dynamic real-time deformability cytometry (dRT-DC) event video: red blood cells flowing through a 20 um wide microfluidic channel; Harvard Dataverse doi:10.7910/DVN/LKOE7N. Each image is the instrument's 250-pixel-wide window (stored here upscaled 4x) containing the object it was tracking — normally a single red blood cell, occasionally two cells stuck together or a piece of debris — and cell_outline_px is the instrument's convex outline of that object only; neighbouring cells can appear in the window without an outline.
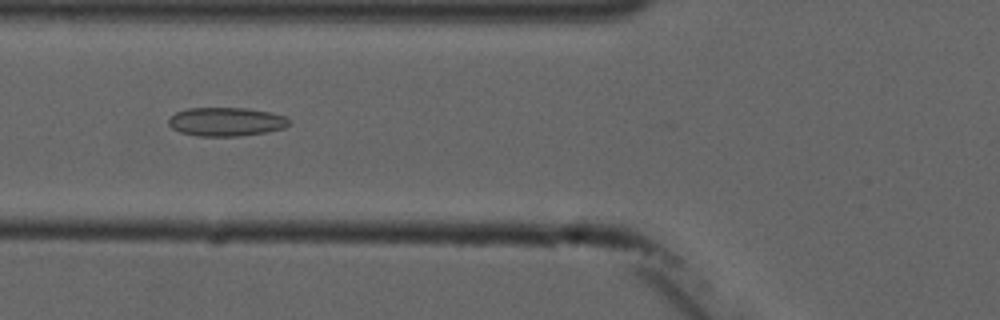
{"species": "common noctule bat (a hibernating species)", "species_latin": "Nyctalus noctula", "temperature_condition": "cold", "stored_images_in_passage": 7, "camera_frame_rate_fps": 3000, "um_per_image_px": 0.085, "animal": {"sex": "male", "forearm_length_mm": 52.5}, "frame": {"image": 1, "passage_image": 6, "time_ms": 5.667, "image_size_px": [1000, 320], "cell_outline_px": [[292, 124], [284, 128], [268, 132], [236, 136], [196, 136], [180, 132], [172, 128], [168, 124], [168, 120], [176, 112], [188, 108], [244, 108], [272, 112], [284, 116], [292, 120]], "centroid_in_image_um": [19.26, 10.35], "position_along_channel_um": 106.5, "area_um2": 20.35}}
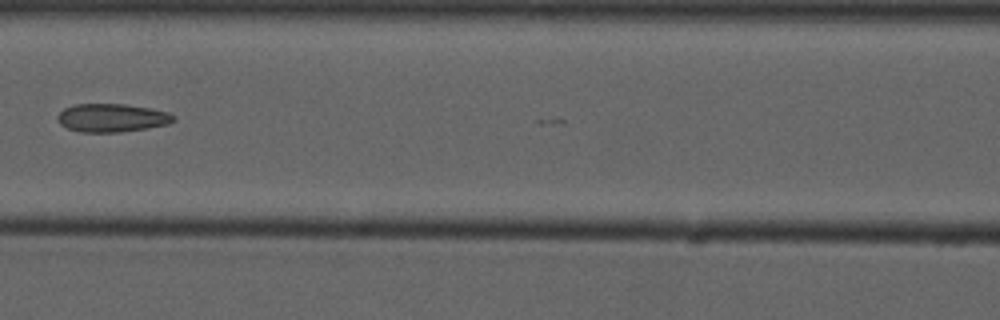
{"frame": {"image": 2, "passage_image": 7, "time_ms": 7.0, "image_size_px": [1000, 320], "cell_outline_px": [[176, 120], [168, 124], [148, 128], [120, 132], [80, 132], [68, 128], [60, 124], [56, 120], [56, 116], [64, 108], [76, 104], [124, 104], [152, 108], [168, 112], [176, 116]], "centroid_in_image_um": [9.52, 10.01], "position_along_channel_um": 157.1, "area_um2": 19.31}}